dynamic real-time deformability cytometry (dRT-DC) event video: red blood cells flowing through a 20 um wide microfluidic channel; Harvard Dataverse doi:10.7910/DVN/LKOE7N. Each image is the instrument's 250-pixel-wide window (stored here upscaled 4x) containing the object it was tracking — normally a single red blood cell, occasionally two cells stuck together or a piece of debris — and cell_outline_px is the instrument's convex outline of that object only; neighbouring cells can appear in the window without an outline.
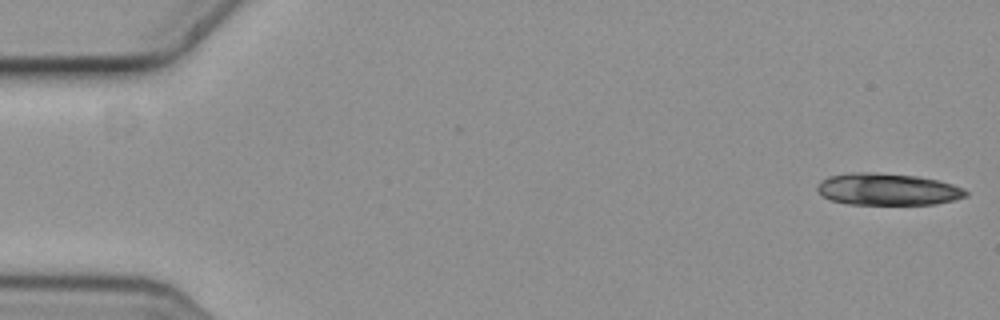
{"species": "common noctule bat (a hibernating species)", "species_latin": "Nyctalus noctula", "temperature_condition": "cold", "stored_images_in_passage": 6, "camera_frame_rate_fps": 3000, "um_per_image_px": 0.085, "animal": {"sex": "female", "body_mass_g": 19.3, "forearm_length_mm": 54.1}, "frame": {"image": 1, "passage_image": 1, "time_ms": 0.0, "image_size_px": [1000, 320], "cell_outline_px": [[968, 196], [956, 200], [936, 204], [848, 204], [832, 200], [824, 196], [816, 188], [820, 180], [828, 176], [848, 172], [872, 172], [916, 176], [940, 180], [964, 188], [968, 192]], "centroid_in_image_um": [75.47, 16.08], "position_along_channel_um": 9.5, "area_um2": 27.8}}